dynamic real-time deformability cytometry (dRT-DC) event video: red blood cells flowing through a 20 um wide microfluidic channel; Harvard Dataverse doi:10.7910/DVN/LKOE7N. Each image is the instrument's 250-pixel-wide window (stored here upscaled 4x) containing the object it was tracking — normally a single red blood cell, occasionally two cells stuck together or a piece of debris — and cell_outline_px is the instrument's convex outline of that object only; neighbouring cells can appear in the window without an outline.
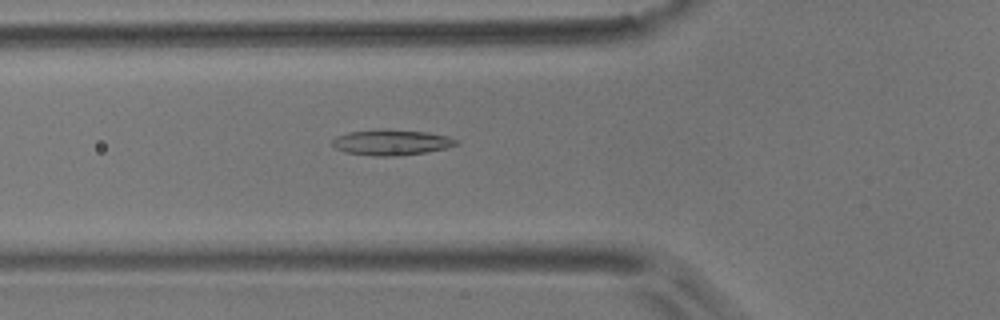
{"species": "common noctule bat (a hibernating species)", "species_latin": "Nyctalus noctula", "temperature_condition": "room temperature", "stored_images_in_passage": 5, "camera_frame_rate_fps": 3000, "um_per_image_px": 0.085, "animal": {"sex": "male", "body_mass_g": 17.9}, "frame": {"image": 1, "passage_image": 5, "time_ms": 5.667, "image_size_px": [1000, 320], "cell_outline_px": [[456, 144], [448, 148], [428, 152], [400, 156], [372, 156], [344, 152], [336, 148], [332, 144], [332, 140], [336, 136], [348, 132], [372, 128], [428, 132], [448, 136], [456, 140]], "centroid_in_image_um": [33.23, 12.1], "position_along_channel_um": 92.6, "area_um2": 18.79}}